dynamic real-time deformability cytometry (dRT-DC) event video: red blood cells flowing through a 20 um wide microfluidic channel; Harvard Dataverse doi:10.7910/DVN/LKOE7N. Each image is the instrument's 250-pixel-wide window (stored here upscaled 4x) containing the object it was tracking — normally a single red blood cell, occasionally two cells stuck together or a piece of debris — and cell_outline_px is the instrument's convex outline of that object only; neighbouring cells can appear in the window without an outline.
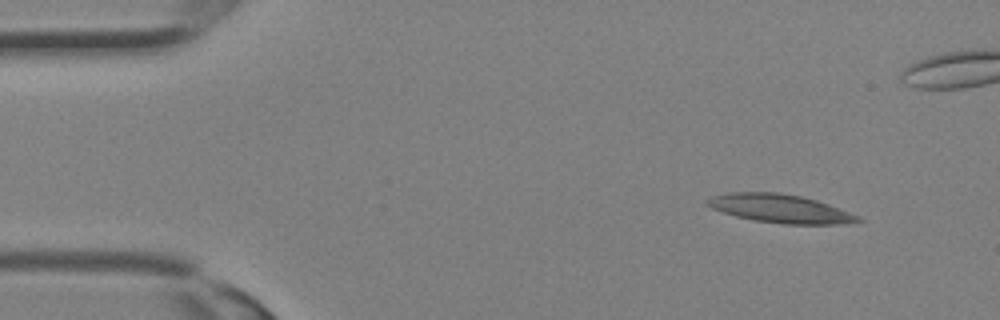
{"species": "Egyptian fruit bat (a non-hibernating species)", "species_latin": "Rousettus aegyptiacus", "temperature_condition": "room temperature", "stored_images_in_passage": 15, "camera_frame_rate_fps": 3000, "um_per_image_px": 0.085, "animal": {"sex": "female"}, "frame": {"image": 1, "passage_image": 1, "time_ms": 0.0, "image_size_px": [1000, 320], "cell_outline_px": [[864, 220], [840, 224], [784, 224], [752, 220], [736, 216], [712, 208], [704, 204], [704, 200], [712, 196], [728, 192], [780, 192], [800, 196], [816, 200], [828, 204], [860, 216]], "centroid_in_image_um": [66.28, 17.72], "position_along_channel_um": 18.7, "area_um2": 25.03}}
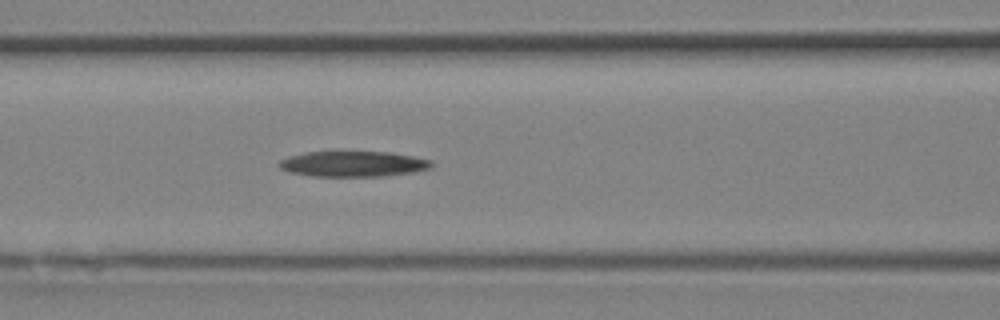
{"frame": {"image": 2, "passage_image": 11, "time_ms": 3.333, "image_size_px": [1000, 320], "cell_outline_px": [[436, 164], [432, 168], [412, 172], [384, 176], [312, 176], [292, 172], [280, 168], [276, 164], [280, 160], [288, 156], [308, 152], [388, 152], [412, 156], [432, 160]], "centroid_in_image_um": [30.05, 13.93], "position_along_channel_um": 136.5, "area_um2": 22.66}}
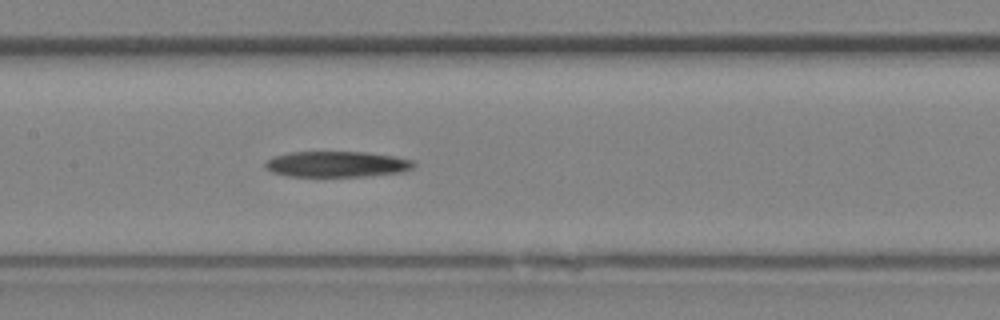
{"frame": {"image": 3, "passage_image": 13, "time_ms": 4.0, "image_size_px": [1000, 320], "cell_outline_px": [[416, 164], [412, 168], [404, 172], [368, 176], [288, 176], [272, 172], [264, 168], [264, 164], [268, 160], [276, 156], [288, 152], [364, 152], [396, 156], [412, 160]], "centroid_in_image_um": [28.66, 13.95], "position_along_channel_um": 178.7, "area_um2": 22.37}}